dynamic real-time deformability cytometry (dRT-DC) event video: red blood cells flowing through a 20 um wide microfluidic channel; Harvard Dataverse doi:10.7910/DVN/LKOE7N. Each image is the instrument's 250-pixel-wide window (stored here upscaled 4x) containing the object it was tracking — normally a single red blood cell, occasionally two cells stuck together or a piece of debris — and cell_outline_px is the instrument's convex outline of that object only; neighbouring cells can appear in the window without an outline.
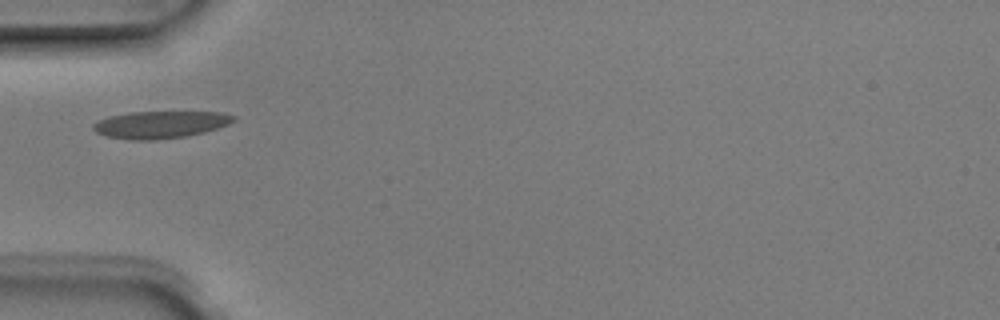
{"species": "Egyptian fruit bat (a non-hibernating species)", "species_latin": "Rousettus aegyptiacus", "temperature_condition": "room temperature", "stored_images_in_passage": 1, "camera_frame_rate_fps": 3000, "um_per_image_px": 0.085, "animal": {"sex": "male"}, "frame": {"image": 1, "passage_image": 1, "time_ms": 0.0, "image_size_px": [1000, 320], "cell_outline_px": [[236, 120], [228, 124], [204, 132], [184, 136], [156, 140], [132, 140], [108, 136], [96, 132], [92, 128], [92, 124], [108, 116], [128, 112], [220, 112], [236, 116]], "centroid_in_image_um": [13.62, 10.58], "position_along_channel_um": 71.4, "area_um2": 22.14}}